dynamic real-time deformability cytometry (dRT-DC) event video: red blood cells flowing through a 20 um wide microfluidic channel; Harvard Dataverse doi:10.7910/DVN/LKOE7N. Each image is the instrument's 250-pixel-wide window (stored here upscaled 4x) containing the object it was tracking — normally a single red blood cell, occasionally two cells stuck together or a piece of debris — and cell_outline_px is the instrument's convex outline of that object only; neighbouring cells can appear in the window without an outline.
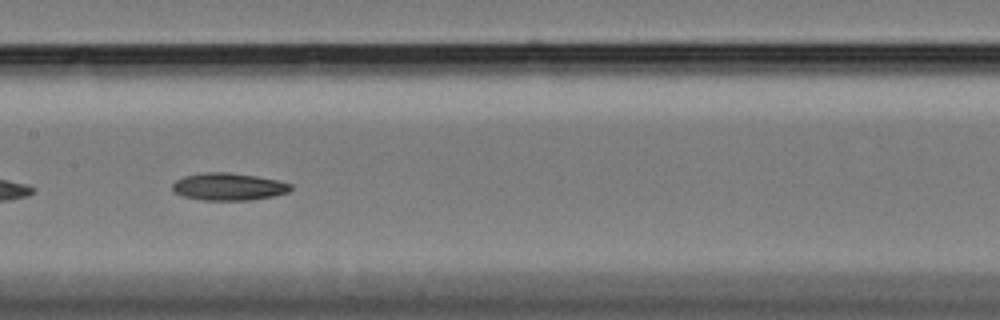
{"species": "Egyptian fruit bat (a non-hibernating species)", "species_latin": "Rousettus aegyptiacus", "temperature_condition": "cold", "stored_images_in_passage": 42, "camera_frame_rate_fps": 3000, "um_per_image_px": 0.085, "animal": {"sex": "female"}, "frame": {"image": 1, "passage_image": 13, "time_ms": 4.0, "image_size_px": [1000, 320], "cell_outline_px": [[292, 188], [288, 192], [272, 196], [252, 200], [200, 200], [184, 196], [172, 192], [172, 184], [176, 180], [184, 176], [204, 172], [228, 172], [256, 176], [280, 180], [292, 184]], "centroid_in_image_um": [19.42, 15.86], "position_along_channel_um": 188.0, "area_um2": 19.02}}
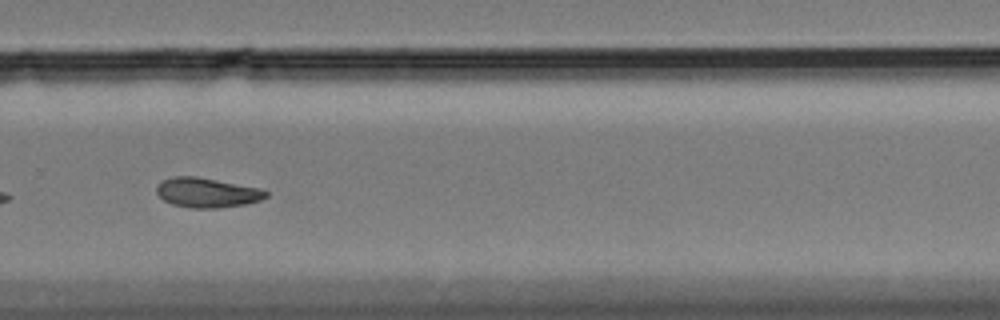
{"frame": {"image": 2, "passage_image": 24, "time_ms": 7.667, "image_size_px": [1000, 320], "cell_outline_px": [[268, 196], [260, 200], [248, 204], [220, 208], [188, 208], [172, 204], [164, 200], [156, 192], [156, 184], [172, 176], [196, 176], [260, 188], [268, 192]], "centroid_in_image_um": [17.59, 16.38], "position_along_channel_um": 312.2, "area_um2": 19.07}, "authors_computed_cell_mechanics": {"area_um2": 18.9584, "velocity_mm_per_s": 3.3956, "shape_relaxation_time_tau1_ms": 11.3982, "shape_relaxation_time_tau2_ms": null, "deformation_change_tau1": 0.1871, "deformation_change_tau2": null}}